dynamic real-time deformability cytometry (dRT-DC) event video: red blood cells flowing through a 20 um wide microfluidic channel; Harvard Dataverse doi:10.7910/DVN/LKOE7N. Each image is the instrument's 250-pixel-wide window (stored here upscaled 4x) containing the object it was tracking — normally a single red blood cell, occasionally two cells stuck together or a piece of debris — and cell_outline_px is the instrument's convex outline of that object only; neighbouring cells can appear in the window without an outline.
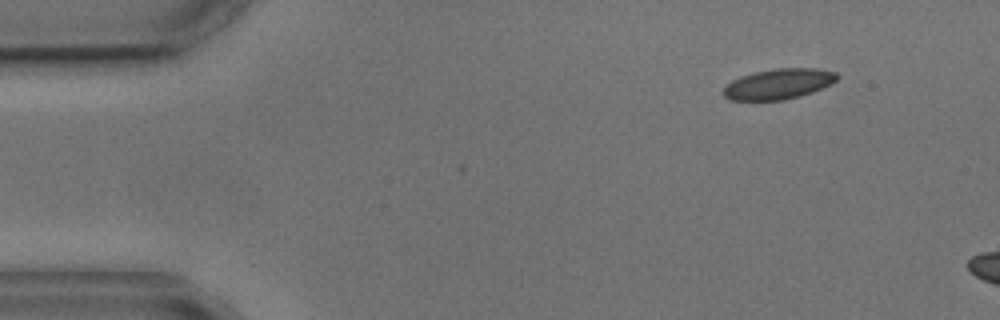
{"species": "common noctule bat (a hibernating species)", "species_latin": "Nyctalus noctula", "temperature_condition": "cold", "stored_images_in_passage": 3, "camera_frame_rate_fps": 3000, "um_per_image_px": 0.085, "animal": {"sex": "male", "body_mass_g": 17.9, "forearm_length_mm": 54.2}, "frame": {"image": 1, "passage_image": 1, "time_ms": 0.0, "image_size_px": [1000, 320], "cell_outline_px": [[840, 76], [836, 80], [812, 92], [800, 96], [784, 100], [728, 100], [724, 96], [724, 88], [732, 80], [740, 76], [756, 72], [776, 68], [816, 68], [836, 72]], "centroid_in_image_um": [66.17, 7.13], "position_along_channel_um": 18.8, "area_um2": 20.0}}